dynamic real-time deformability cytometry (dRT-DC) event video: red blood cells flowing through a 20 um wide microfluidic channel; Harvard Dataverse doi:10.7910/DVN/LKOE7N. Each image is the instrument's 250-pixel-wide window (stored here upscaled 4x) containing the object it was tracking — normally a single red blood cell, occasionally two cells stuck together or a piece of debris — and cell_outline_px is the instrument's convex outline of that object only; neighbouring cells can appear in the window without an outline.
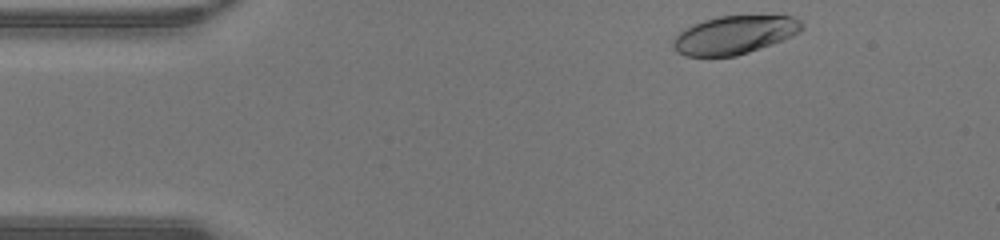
{"species": "human", "species_latin": "Homo sapiens", "temperature_condition": "warm", "stored_images_in_passage": 41, "camera_frame_rate_fps": 3000, "um_per_image_px": 0.085, "donor": {"sex": "male"}, "frame": {"image": 1, "passage_image": 1, "time_ms": 0.0, "image_size_px": [1000, 240], "cell_outline_px": [[804, 28], [800, 32], [792, 36], [772, 44], [736, 56], [684, 56], [676, 52], [672, 48], [672, 40], [684, 28], [692, 24], [704, 20], [720, 16], [792, 16], [800, 20], [804, 24]], "centroid_in_image_um": [62.41, 2.97], "position_along_channel_um": 22.6, "area_um2": 28.78}}
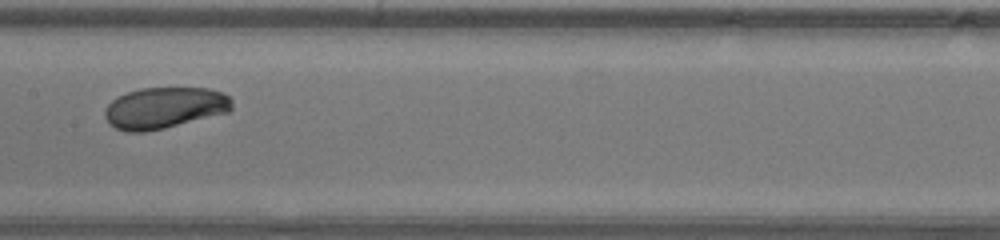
{"frame": {"image": 2, "passage_image": 18, "time_ms": 5.667, "image_size_px": [1000, 240], "cell_outline_px": [[232, 108], [228, 112], [164, 128], [144, 132], [128, 132], [116, 128], [104, 116], [104, 112], [108, 104], [112, 100], [128, 92], [140, 88], [208, 88], [224, 92], [232, 100]], "centroid_in_image_um": [14.0, 9.16], "position_along_channel_um": 193.4, "area_um2": 30.4}}
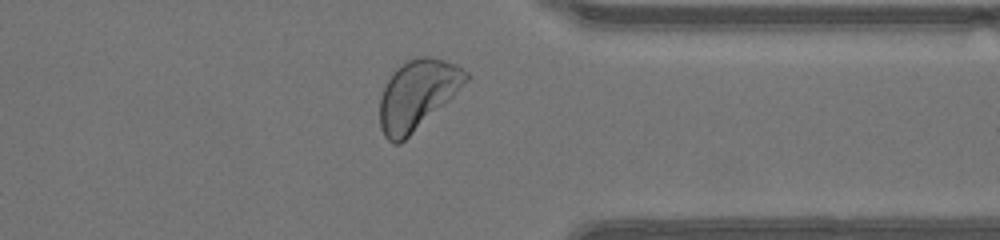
{"frame": {"image": 3, "passage_image": 31, "time_ms": 10.0, "image_size_px": [1000, 240], "cell_outline_px": [[468, 80], [448, 100], [400, 144], [392, 144], [384, 136], [380, 128], [380, 96], [388, 80], [396, 68], [408, 60], [420, 56], [428, 56], [444, 60], [456, 64], [468, 72]], "centroid_in_image_um": [35.45, 8.04], "position_along_channel_um": 376.0, "area_um2": 34.39}, "authors_computed_cell_mechanics": {"area_um2": 31.0964, "velocity_mm_per_s": 4.382, "shape_relaxation_time_tau1_ms": 2.0424, "shape_relaxation_time_tau2_ms": null, "deformation_change_tau1": 0.1144, "deformation_change_tau2": null}}